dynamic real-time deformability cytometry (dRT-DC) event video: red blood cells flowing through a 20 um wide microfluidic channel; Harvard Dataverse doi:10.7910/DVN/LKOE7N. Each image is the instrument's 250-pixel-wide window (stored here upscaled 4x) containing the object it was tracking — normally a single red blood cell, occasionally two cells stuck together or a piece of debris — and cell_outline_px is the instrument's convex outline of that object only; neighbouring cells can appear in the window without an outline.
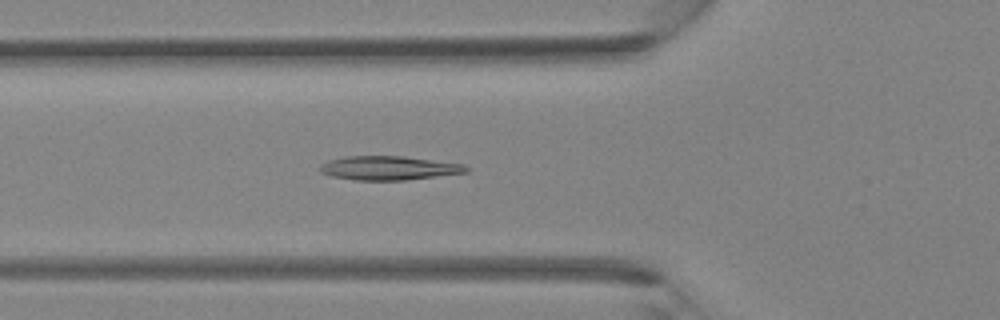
{"species": "Egyptian fruit bat (a non-hibernating species)", "species_latin": "Rousettus aegyptiacus", "temperature_condition": "room temperature", "stored_images_in_passage": 39, "camera_frame_rate_fps": 3000, "um_per_image_px": 0.085, "animal": {"sex": "female"}, "frame": {"image": 1, "passage_image": 14, "time_ms": 4.333, "image_size_px": [1000, 320], "cell_outline_px": [[468, 172], [404, 180], [356, 180], [332, 176], [320, 172], [320, 164], [328, 160], [344, 156], [404, 156], [464, 164], [468, 168]], "centroid_in_image_um": [33.02, 14.27], "position_along_channel_um": 92.8, "area_um2": 20.35}}
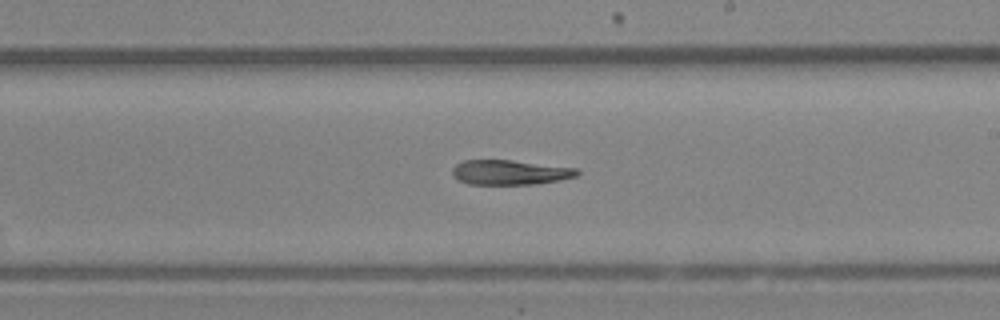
{"frame": {"image": 2, "passage_image": 23, "time_ms": 7.333, "image_size_px": [1000, 320], "cell_outline_px": [[580, 172], [576, 176], [560, 180], [532, 184], [468, 184], [452, 176], [452, 168], [456, 164], [464, 160], [512, 160], [576, 168]], "centroid_in_image_um": [43.32, 14.64], "position_along_channel_um": 245.7, "area_um2": 17.92}}
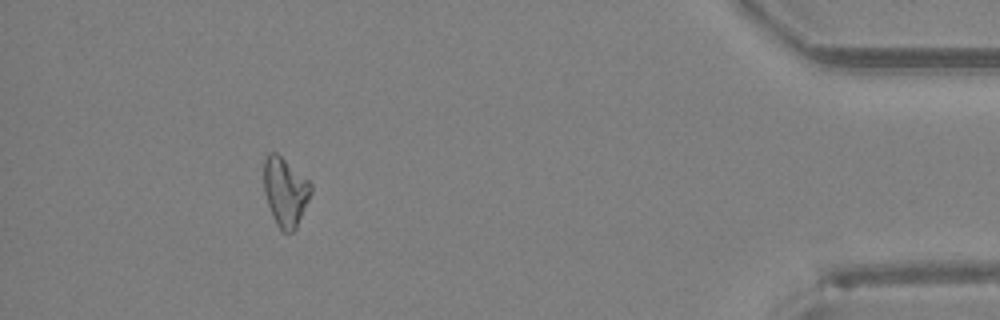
{"frame": {"image": 3, "passage_image": 36, "time_ms": 11.667, "image_size_px": [1000, 320], "cell_outline_px": [[312, 192], [296, 228], [292, 232], [284, 232], [276, 224], [272, 216], [264, 192], [264, 160], [268, 152], [276, 152], [308, 180], [312, 184]], "centroid_in_image_um": [24.24, 16.29], "position_along_channel_um": 411.0, "area_um2": 18.73}}